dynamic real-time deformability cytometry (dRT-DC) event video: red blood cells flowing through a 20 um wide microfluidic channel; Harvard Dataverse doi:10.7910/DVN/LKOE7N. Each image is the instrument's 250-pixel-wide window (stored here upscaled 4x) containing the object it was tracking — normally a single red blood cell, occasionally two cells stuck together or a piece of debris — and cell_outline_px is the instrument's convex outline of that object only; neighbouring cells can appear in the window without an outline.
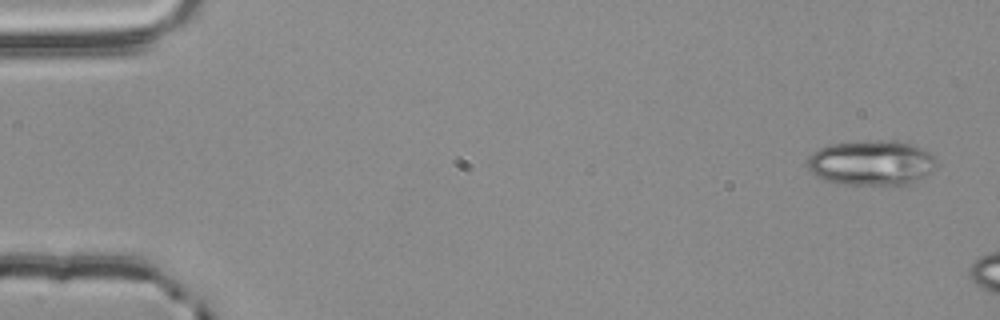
{"species": "common noctule bat (a hibernating species)", "species_latin": "Nyctalus noctula", "temperature_condition": "room temperature", "stored_images_in_passage": 3, "camera_frame_rate_fps": 3000, "um_per_image_px": 0.085, "animal": {"sex": "male", "body_mass_g": 20.4}, "frame": {"image": 1, "passage_image": 1, "time_ms": 0.0, "image_size_px": [1000, 320], "cell_outline_px": [[936, 168], [932, 172], [912, 184], [844, 184], [824, 180], [816, 176], [808, 168], [808, 160], [812, 152], [816, 148], [828, 144], [868, 140], [896, 140], [912, 144], [936, 156]], "centroid_in_image_um": [74.09, 13.82], "position_along_channel_um": 10.9, "area_um2": 34.28}}